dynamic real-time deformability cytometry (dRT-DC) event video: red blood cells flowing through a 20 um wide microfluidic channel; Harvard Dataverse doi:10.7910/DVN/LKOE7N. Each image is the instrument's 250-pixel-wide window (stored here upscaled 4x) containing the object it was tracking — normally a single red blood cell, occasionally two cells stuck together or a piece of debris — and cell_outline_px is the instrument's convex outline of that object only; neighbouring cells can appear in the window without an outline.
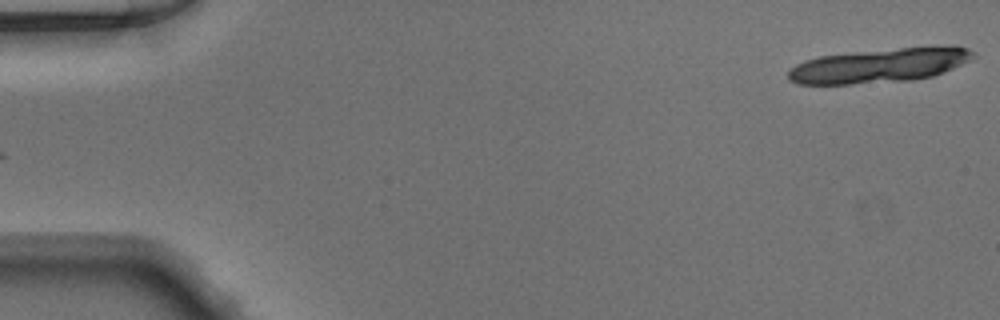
{"species": "Egyptian fruit bat (a non-hibernating species)", "species_latin": "Rousettus aegyptiacus", "temperature_condition": "warm", "stored_images_in_passage": 17, "camera_frame_rate_fps": 3000, "um_per_image_px": 0.085, "animal": {"sex": "male"}, "frame": {"image": 1, "passage_image": 1, "time_ms": 0.0, "image_size_px": [1000, 320], "cell_outline_px": [[976, 56], [952, 68], [932, 76], [912, 80], [852, 84], [796, 84], [788, 80], [788, 72], [796, 64], [804, 60], [820, 56], [856, 52], [900, 48], [952, 44], [956, 44], [968, 48], [976, 52]], "centroid_in_image_um": [74.8, 5.55], "position_along_channel_um": 10.2, "area_um2": 37.11}}